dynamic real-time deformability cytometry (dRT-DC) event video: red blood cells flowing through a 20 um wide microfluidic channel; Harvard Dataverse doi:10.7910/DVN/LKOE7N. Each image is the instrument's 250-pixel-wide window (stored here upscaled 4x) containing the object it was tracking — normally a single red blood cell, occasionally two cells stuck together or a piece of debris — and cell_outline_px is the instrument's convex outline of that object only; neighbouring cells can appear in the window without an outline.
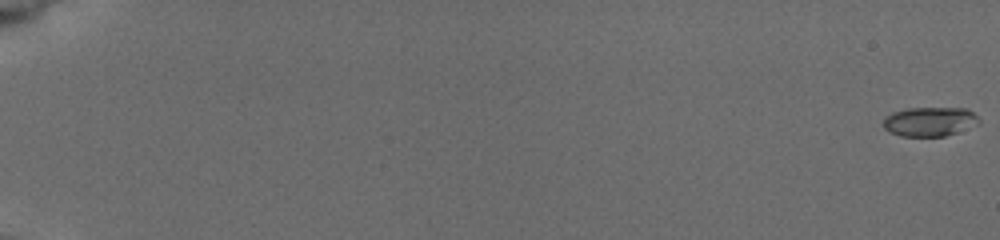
{"species": "common noctule bat (a hibernating species)", "species_latin": "Nyctalus noctula", "temperature_condition": "cold", "stored_images_in_passage": 29, "camera_frame_rate_fps": 3000, "um_per_image_px": 0.085, "animal": {"sex": "female", "body_mass_g": 19.5, "forearm_length_mm": 54.1}, "frame": {"image": 1, "passage_image": 1, "time_ms": 0.0, "image_size_px": [1000, 240], "cell_outline_px": [[980, 124], [944, 136], [900, 136], [888, 132], [884, 128], [884, 116], [892, 112], [908, 108], [968, 108], [980, 120]], "centroid_in_image_um": [79.01, 10.33], "position_along_channel_um": 6.0, "area_um2": 16.42}}
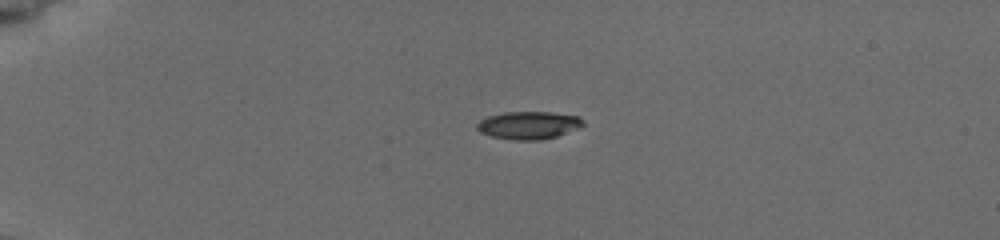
{"frame": {"image": 2, "passage_image": 20, "time_ms": 5.0, "image_size_px": [1000, 240], "cell_outline_px": [[584, 124], [580, 128], [556, 136], [540, 140], [512, 140], [492, 136], [480, 132], [476, 128], [476, 124], [480, 120], [488, 116], [504, 112], [552, 112], [576, 116], [584, 120]], "centroid_in_image_um": [44.93, 10.64], "position_along_channel_um": 40.1, "area_um2": 17.17}}